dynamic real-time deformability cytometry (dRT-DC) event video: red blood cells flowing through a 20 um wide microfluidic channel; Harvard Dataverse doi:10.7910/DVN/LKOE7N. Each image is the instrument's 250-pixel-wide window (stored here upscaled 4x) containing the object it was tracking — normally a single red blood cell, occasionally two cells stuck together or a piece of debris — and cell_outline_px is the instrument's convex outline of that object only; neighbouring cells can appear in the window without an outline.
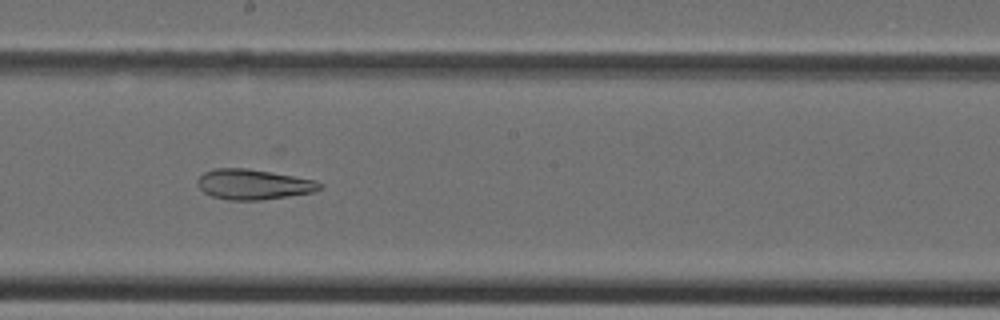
{"species": "Egyptian fruit bat (a non-hibernating species)", "species_latin": "Rousettus aegyptiacus", "temperature_condition": "cold", "stored_images_in_passage": 39, "camera_frame_rate_fps": 3000, "um_per_image_px": 0.085, "animal": {"sex": "female"}, "frame": {"image": 1, "passage_image": 21, "time_ms": 6.667, "image_size_px": [1000, 320], "cell_outline_px": [[324, 188], [312, 192], [288, 196], [260, 200], [228, 200], [212, 196], [204, 192], [196, 184], [196, 180], [204, 172], [216, 168], [248, 168], [272, 172], [316, 180], [324, 184]], "centroid_in_image_um": [21.55, 15.67], "position_along_channel_um": 226.6, "area_um2": 21.68}}
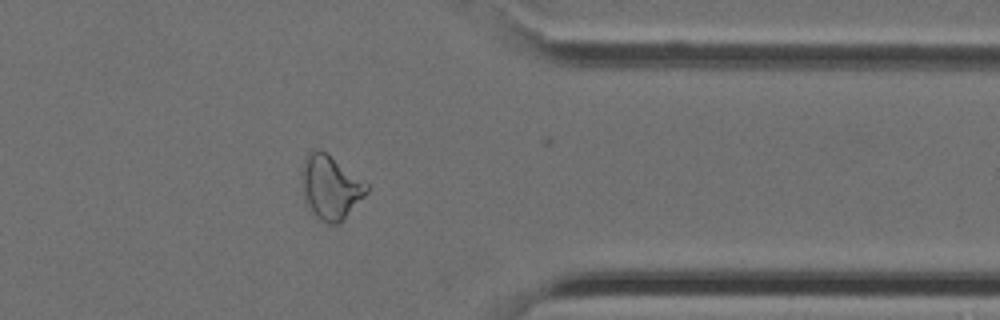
{"frame": {"image": 2, "passage_image": 31, "time_ms": 10.0, "image_size_px": [1000, 320], "cell_outline_px": [[368, 192], [340, 224], [328, 224], [320, 220], [312, 212], [304, 200], [300, 176], [304, 160], [316, 148], [320, 148], [364, 180], [368, 184]], "centroid_in_image_um": [28.09, 15.93], "position_along_channel_um": 383.3, "area_um2": 24.28}}
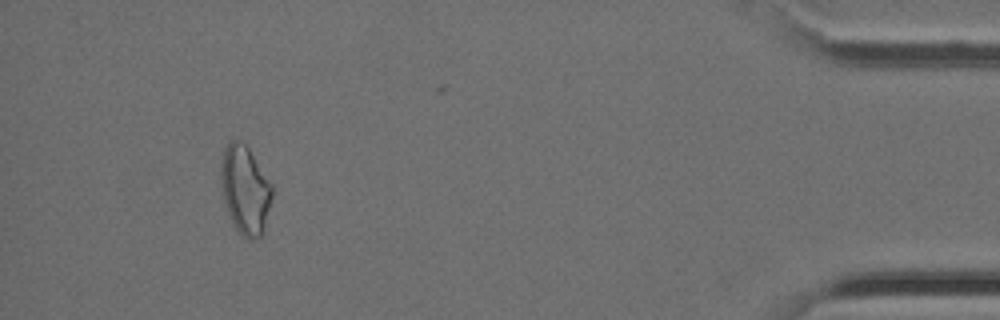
{"frame": {"image": 3, "passage_image": 36, "time_ms": 11.667, "image_size_px": [1000, 320], "cell_outline_px": [[272, 196], [264, 224], [260, 236], [252, 240], [248, 240], [236, 228], [228, 212], [224, 200], [220, 184], [220, 164], [224, 148], [228, 140], [240, 140], [248, 148], [272, 184]], "centroid_in_image_um": [20.8, 16.08], "position_along_channel_um": 414.4, "area_um2": 26.07}}